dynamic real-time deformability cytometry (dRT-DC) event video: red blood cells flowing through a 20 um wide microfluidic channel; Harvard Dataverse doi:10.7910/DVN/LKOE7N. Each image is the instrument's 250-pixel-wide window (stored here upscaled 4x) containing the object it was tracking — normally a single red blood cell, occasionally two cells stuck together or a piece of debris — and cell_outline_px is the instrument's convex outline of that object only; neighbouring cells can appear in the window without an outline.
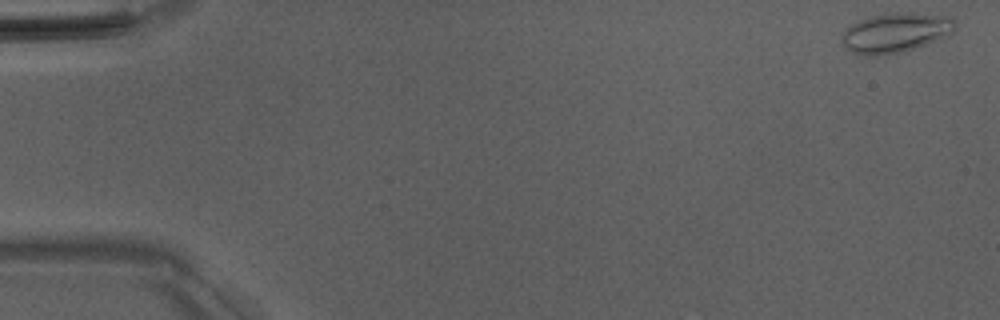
{"species": "Egyptian fruit bat (a non-hibernating species)", "species_latin": "Rousettus aegyptiacus", "temperature_condition": "room temperature", "stored_images_in_passage": 51, "camera_frame_rate_fps": 3000, "um_per_image_px": 0.085, "animal": {"sex": "male"}, "frame": {"image": 1, "passage_image": 1, "time_ms": 0.0, "image_size_px": [1000, 320], "cell_outline_px": [[956, 28], [948, 36], [900, 52], [880, 56], [868, 56], [852, 52], [840, 40], [840, 36], [852, 24], [860, 20], [872, 16], [892, 12], [912, 12], [952, 16], [956, 20]], "centroid_in_image_um": [76.16, 2.76], "position_along_channel_um": 8.8, "area_um2": 26.24}}
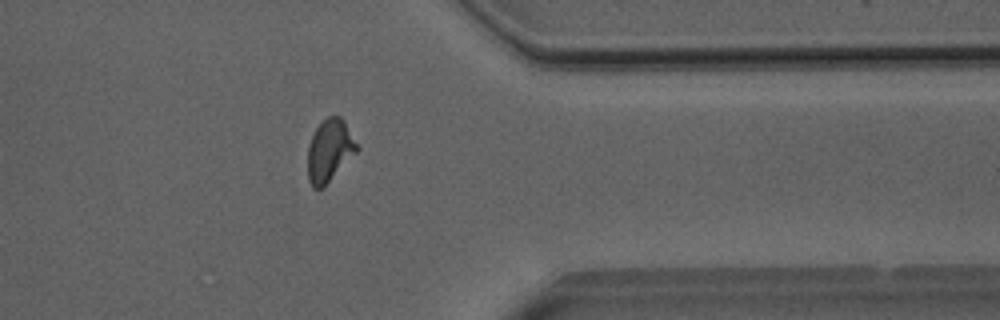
{"frame": {"image": 2, "passage_image": 41, "time_ms": 13.333, "image_size_px": [1000, 320], "cell_outline_px": [[360, 148], [324, 188], [312, 188], [308, 180], [308, 148], [312, 136], [316, 128], [328, 116], [340, 116], [344, 120]], "centroid_in_image_um": [28.02, 12.82], "position_along_channel_um": 383.4, "area_um2": 17.86}}
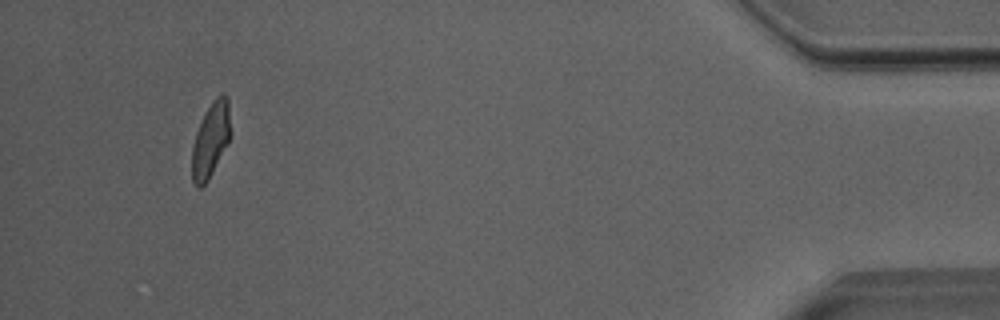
{"frame": {"image": 3, "passage_image": 48, "time_ms": 15.667, "image_size_px": [1000, 320], "cell_outline_px": [[228, 140], [208, 180], [200, 188], [196, 188], [192, 180], [192, 144], [196, 132], [204, 112], [212, 100], [216, 96], [224, 92], [228, 100]], "centroid_in_image_um": [17.84, 11.88], "position_along_channel_um": 417.4, "area_um2": 16.3}, "authors_computed_cell_mechanics": {"area_um2": 17.8602, "velocity_mm_per_s": 4.0313, "shape_relaxation_time_tau1_ms": 4.9258, "shape_relaxation_time_tau2_ms": 0.7661, "deformation_change_tau1": 0.1496, "deformation_change_tau2": 0.0584}}